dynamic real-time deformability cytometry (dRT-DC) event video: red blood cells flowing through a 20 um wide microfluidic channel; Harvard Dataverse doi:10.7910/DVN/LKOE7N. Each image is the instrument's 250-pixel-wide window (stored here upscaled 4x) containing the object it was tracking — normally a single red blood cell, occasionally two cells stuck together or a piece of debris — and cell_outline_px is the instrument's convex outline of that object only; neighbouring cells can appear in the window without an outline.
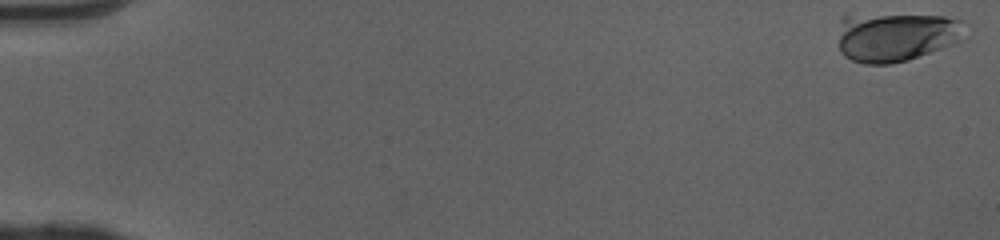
{"species": "human", "species_latin": "Homo sapiens", "temperature_condition": "cold", "stored_images_in_passage": 51, "camera_frame_rate_fps": 3000, "um_per_image_px": 0.085, "donor": {"sex": "female"}, "frame": {"image": 1, "passage_image": 1, "time_ms": 0.0, "image_size_px": [1000, 240], "cell_outline_px": [[960, 40], [952, 44], [908, 60], [892, 64], [864, 64], [852, 60], [844, 56], [840, 52], [840, 20], [844, 16], [944, 16], [960, 20]], "centroid_in_image_um": [76.09, 3.17], "position_along_channel_um": 8.9, "area_um2": 35.2}}
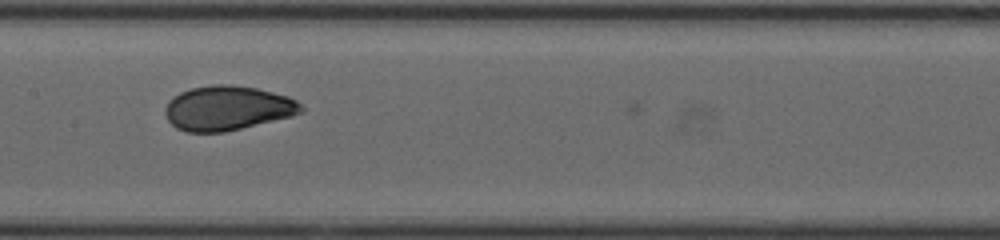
{"frame": {"image": 2, "passage_image": 27, "time_ms": 8.667, "image_size_px": [1000, 240], "cell_outline_px": [[304, 112], [292, 116], [224, 132], [184, 132], [176, 128], [168, 120], [164, 112], [164, 108], [168, 100], [172, 96], [180, 92], [192, 88], [212, 84], [232, 84], [256, 88], [288, 96], [296, 100], [304, 108]], "centroid_in_image_um": [19.31, 9.18], "position_along_channel_um": 188.1, "area_um2": 35.49}}
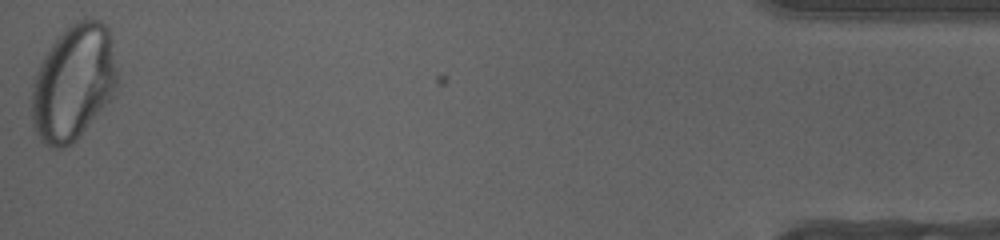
{"frame": {"image": 3, "passage_image": 51, "time_ms": 16.667, "image_size_px": [1000, 240], "cell_outline_px": [[116, 88], [112, 96], [80, 136], [72, 144], [64, 148], [48, 148], [40, 140], [32, 124], [32, 84], [36, 72], [48, 48], [76, 20], [100, 20], [112, 32], [116, 68]], "centroid_in_image_um": [6.24, 7.05], "position_along_channel_um": 429.0, "area_um2": 57.57}, "authors_computed_cell_mechanics": {"area_um2": 34.7956, "velocity_mm_per_s": 4.0706, "shape_relaxation_time_tau1_ms": 4.4064, "shape_relaxation_time_tau2_ms": null, "deformation_change_tau1": 0.1719, "deformation_change_tau2": null}}